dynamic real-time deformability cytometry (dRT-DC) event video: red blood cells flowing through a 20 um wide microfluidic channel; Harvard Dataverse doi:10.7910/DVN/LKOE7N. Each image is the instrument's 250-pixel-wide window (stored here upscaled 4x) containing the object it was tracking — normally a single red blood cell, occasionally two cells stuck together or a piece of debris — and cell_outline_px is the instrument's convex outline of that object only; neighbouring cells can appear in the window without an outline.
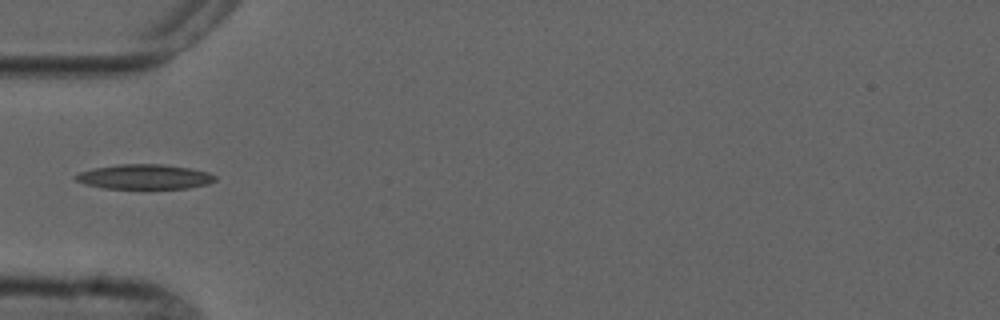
{"species": "common noctule bat (a hibernating species)", "species_latin": "Nyctalus noctula", "temperature_condition": "cold", "stored_images_in_passage": 1, "camera_frame_rate_fps": 3000, "um_per_image_px": 0.085, "animal": {"sex": "male", "forearm_length_mm": 52.5}, "frame": {"image": 1, "passage_image": 1, "time_ms": 0.0, "image_size_px": [1000, 320], "cell_outline_px": [[216, 180], [208, 184], [188, 188], [104, 188], [84, 184], [76, 180], [72, 176], [80, 172], [96, 168], [120, 164], [160, 164], [188, 168], [208, 172], [216, 176]], "centroid_in_image_um": [12.28, 15.03], "position_along_channel_um": 72.7, "area_um2": 19.94}}